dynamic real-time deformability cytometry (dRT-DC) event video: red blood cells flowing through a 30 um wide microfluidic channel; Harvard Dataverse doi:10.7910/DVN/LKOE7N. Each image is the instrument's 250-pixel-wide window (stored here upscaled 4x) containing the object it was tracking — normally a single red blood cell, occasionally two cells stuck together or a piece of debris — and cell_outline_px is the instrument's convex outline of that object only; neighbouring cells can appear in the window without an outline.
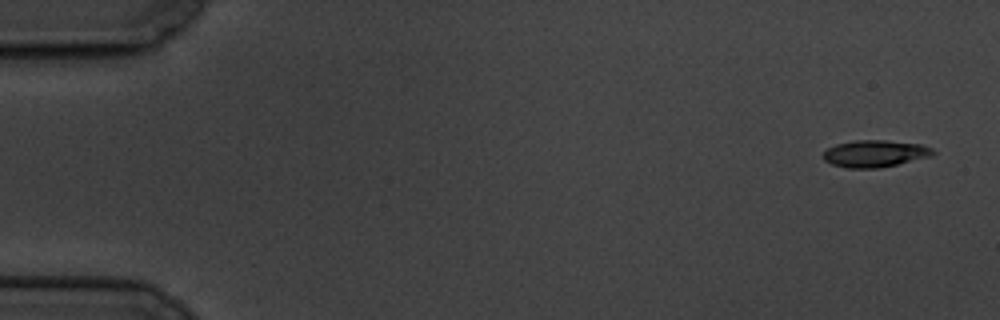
{"species": "common noctule bat (a hibernating species)", "species_latin": "Nyctalus noctula", "temperature_condition": "cold", "stored_images_in_passage": 5, "camera_frame_rate_fps": 3000, "um_per_image_px": 0.085, "animal": {"sex": "male", "body_mass_g": 19.5, "forearm_length_mm": 54.6}, "frame": {"image": 1, "passage_image": 1, "time_ms": 0.0, "image_size_px": [1000, 320], "cell_outline_px": [[936, 152], [932, 156], [880, 168], [848, 168], [832, 164], [824, 160], [824, 152], [828, 148], [836, 144], [856, 140], [884, 140], [920, 144], [932, 148]], "centroid_in_image_um": [74.39, 13.05], "position_along_channel_um": 10.6, "area_um2": 17.17}}
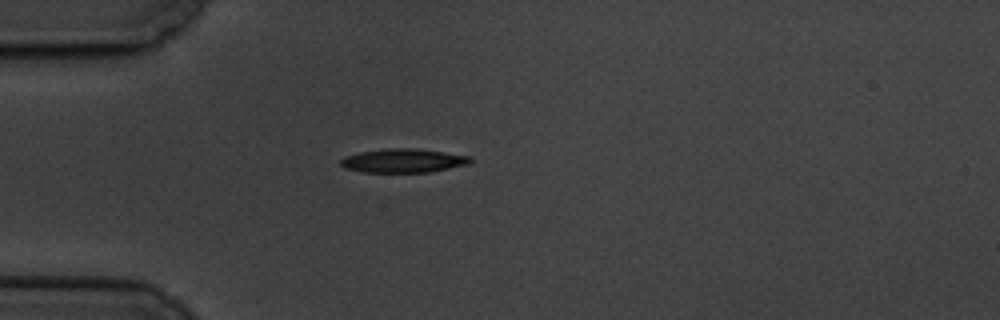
{"frame": {"image": 2, "passage_image": 5, "time_ms": 4.667, "image_size_px": [1000, 320], "cell_outline_px": [[472, 164], [428, 172], [364, 172], [344, 168], [340, 164], [340, 160], [344, 156], [360, 152], [384, 148], [416, 148], [472, 156]], "centroid_in_image_um": [34.3, 13.65], "position_along_channel_um": 50.7, "area_um2": 18.21}}